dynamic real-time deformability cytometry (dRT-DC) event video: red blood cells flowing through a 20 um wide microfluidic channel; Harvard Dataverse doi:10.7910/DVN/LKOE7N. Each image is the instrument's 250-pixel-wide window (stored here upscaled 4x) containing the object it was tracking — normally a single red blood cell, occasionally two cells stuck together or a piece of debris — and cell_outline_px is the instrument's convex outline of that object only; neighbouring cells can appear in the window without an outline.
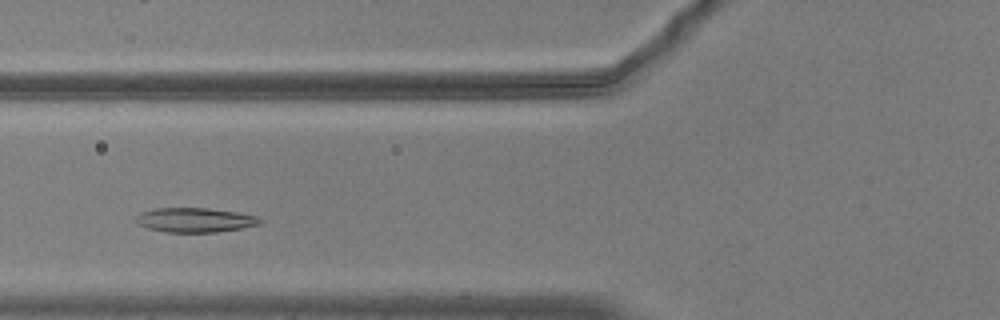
{"species": "common noctule bat (a hibernating species)", "species_latin": "Nyctalus noctula", "temperature_condition": "warm", "stored_images_in_passage": 41, "camera_frame_rate_fps": 3000, "um_per_image_px": 0.085, "animal": {"sex": "male", "body_mass_g": 20.5, "forearm_length_mm": 52.5}, "frame": {"image": 1, "passage_image": 10, "time_ms": 3.0, "image_size_px": [1000, 320], "cell_outline_px": [[264, 220], [260, 224], [240, 228], [216, 232], [168, 232], [148, 228], [140, 224], [136, 220], [136, 216], [140, 212], [156, 208], [208, 208], [236, 212], [260, 216]], "centroid_in_image_um": [16.62, 18.69], "position_along_channel_um": 109.2, "area_um2": 17.63}}
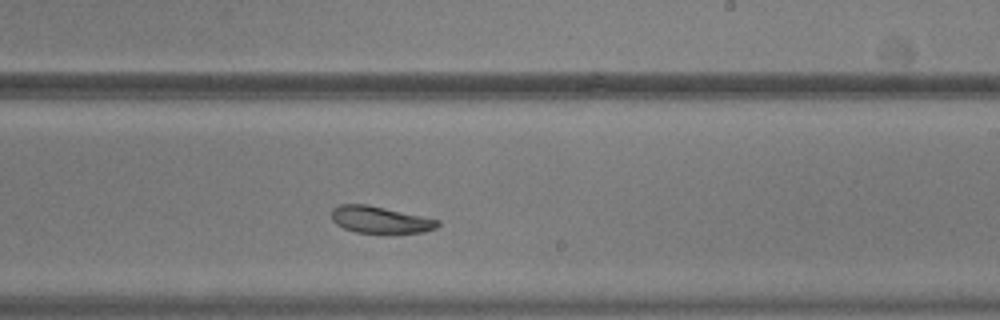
{"frame": {"image": 2, "passage_image": 22, "time_ms": 7.0, "image_size_px": [1000, 320], "cell_outline_px": [[440, 224], [436, 228], [424, 232], [392, 236], [356, 232], [344, 228], [336, 224], [332, 220], [332, 208], [340, 204], [368, 204], [440, 220]], "centroid_in_image_um": [32.35, 18.73], "position_along_channel_um": 256.6, "area_um2": 17.4}}
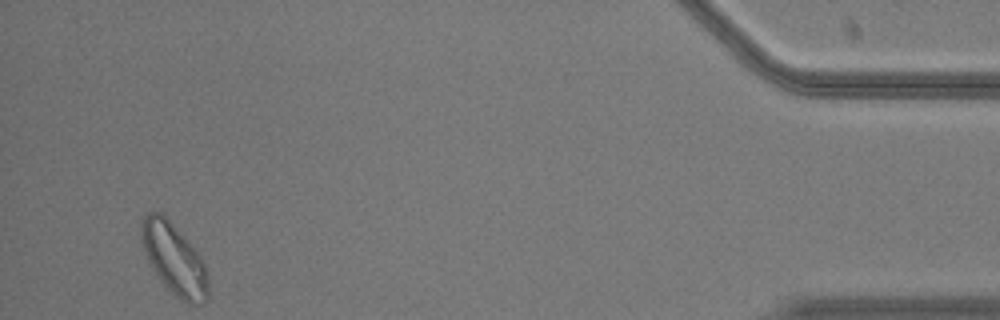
{"frame": {"image": 3, "passage_image": 41, "time_ms": 13.333, "image_size_px": [1000, 320], "cell_outline_px": [[208, 300], [204, 304], [184, 304], [156, 276], [148, 260], [140, 240], [140, 228], [144, 216], [148, 212], [160, 212], [196, 248], [204, 264], [208, 276]], "centroid_in_image_um": [14.81, 22.05], "position_along_channel_um": 420.4, "area_um2": 27.86}, "authors_computed_cell_mechanics": {"area_um2": 18.2648, "velocity_mm_per_s": 3.6866, "shape_relaxation_time_tau1_ms": 8.1168, "shape_relaxation_time_tau2_ms": 9.427, "deformation_change_tau1": 0.1608, "deformation_change_tau2": 0.1536}}